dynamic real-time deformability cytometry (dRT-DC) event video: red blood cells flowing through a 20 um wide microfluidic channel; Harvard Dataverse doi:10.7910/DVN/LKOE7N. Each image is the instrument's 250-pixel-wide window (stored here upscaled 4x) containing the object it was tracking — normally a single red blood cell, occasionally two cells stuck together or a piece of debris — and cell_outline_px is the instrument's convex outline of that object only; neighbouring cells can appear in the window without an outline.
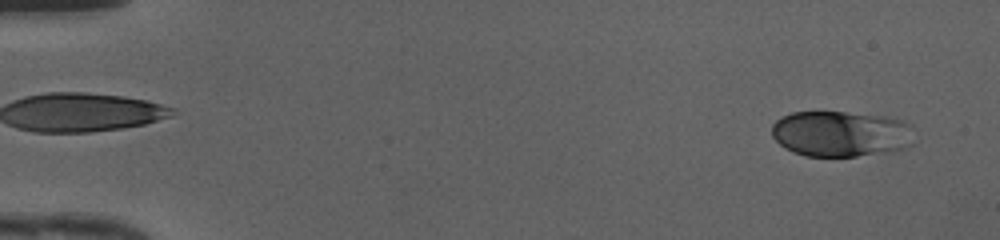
{"species": "human", "species_latin": "Homo sapiens", "temperature_condition": "cold", "stored_images_in_passage": 47, "camera_frame_rate_fps": 3000, "um_per_image_px": 0.085, "donor": {"sex": "female"}, "frame": {"image": 1, "passage_image": 2, "time_ms": 0.333, "image_size_px": [1000, 240], "cell_outline_px": [[912, 144], [908, 148], [892, 152], [856, 156], [804, 156], [792, 152], [784, 148], [772, 136], [772, 124], [776, 120], [792, 112], [844, 112], [888, 116], [904, 120], [912, 124]], "centroid_in_image_um": [71.52, 11.38], "position_along_channel_um": 13.5, "area_um2": 38.61}}
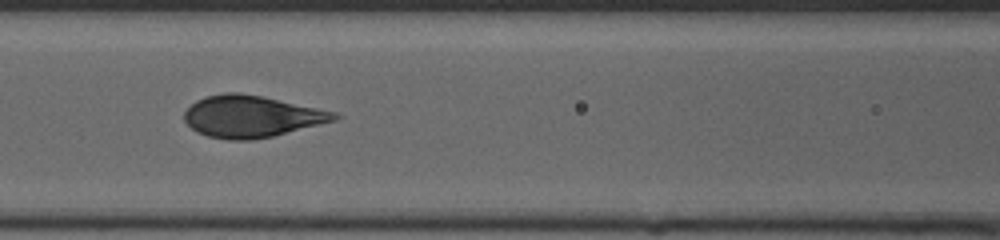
{"frame": {"image": 2, "passage_image": 21, "time_ms": 6.667, "image_size_px": [1000, 240], "cell_outline_px": [[340, 116], [336, 120], [272, 136], [252, 140], [228, 140], [208, 136], [196, 132], [184, 120], [184, 112], [196, 100], [208, 96], [228, 92], [236, 92], [264, 96], [336, 112]], "centroid_in_image_um": [21.36, 9.89], "position_along_channel_um": 145.2, "area_um2": 36.3}}
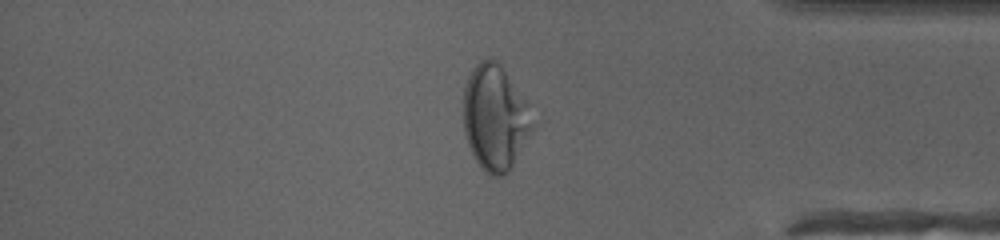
{"frame": {"image": 3, "passage_image": 40, "time_ms": 13.0, "image_size_px": [1000, 240], "cell_outline_px": [[536, 124], [508, 172], [504, 176], [492, 176], [484, 172], [480, 168], [468, 144], [464, 132], [464, 88], [468, 76], [476, 64], [480, 60], [488, 56], [496, 60], [500, 64], [528, 104]], "centroid_in_image_um": [42.08, 10.0], "position_along_channel_um": 393.1, "area_um2": 42.43}, "authors_computed_cell_mechanics": {"area_um2": 37.2232, "velocity_mm_per_s": 4.2041, "shape_relaxation_time_tau1_ms": 3.0409, "shape_relaxation_time_tau2_ms": null, "deformation_change_tau1": 0.1406, "deformation_change_tau2": null}}